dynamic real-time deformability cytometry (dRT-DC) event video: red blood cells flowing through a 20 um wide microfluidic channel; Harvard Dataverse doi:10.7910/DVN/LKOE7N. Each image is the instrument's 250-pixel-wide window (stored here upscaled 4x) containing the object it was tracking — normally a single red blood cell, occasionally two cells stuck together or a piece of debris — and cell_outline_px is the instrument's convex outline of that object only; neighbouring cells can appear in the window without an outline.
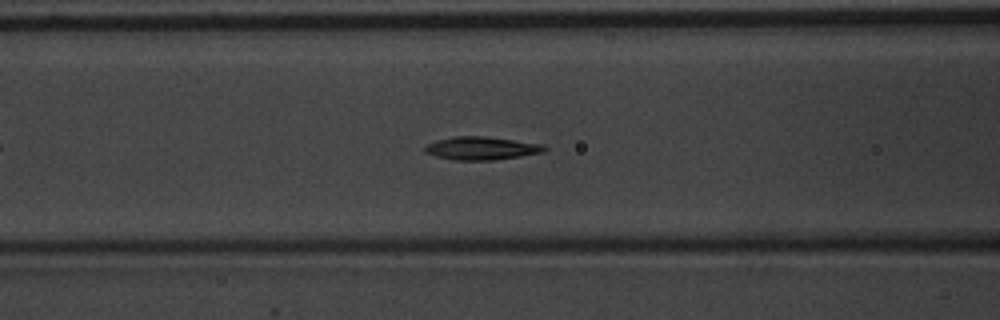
{"species": "common noctule bat (a hibernating species)", "species_latin": "Nyctalus noctula", "temperature_condition": "warm", "stored_images_in_passage": 47, "camera_frame_rate_fps": 3000, "um_per_image_px": 0.085, "animal": {"sex": "male", "body_mass_g": 20.1, "forearm_length_mm": 53.5}, "frame": {"image": 1, "passage_image": 15, "time_ms": 4.667, "image_size_px": [1000, 320], "cell_outline_px": [[548, 148], [544, 152], [496, 160], [456, 160], [436, 156], [424, 152], [424, 148], [428, 144], [436, 140], [456, 136], [484, 136], [544, 144]], "centroid_in_image_um": [40.95, 12.6], "position_along_channel_um": 125.7, "area_um2": 16.07}}
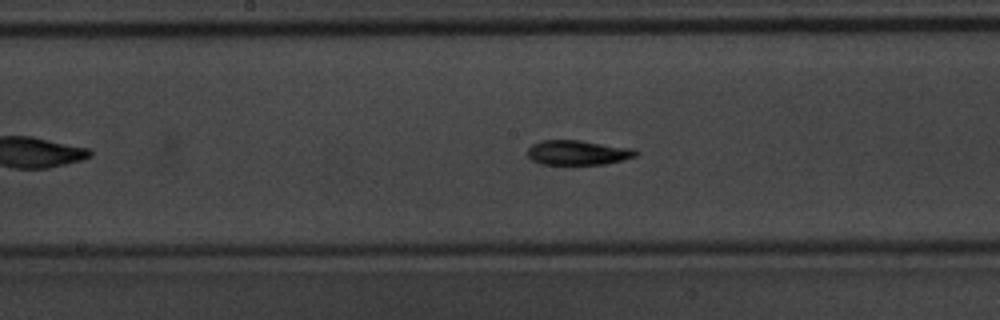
{"frame": {"image": 2, "passage_image": 21, "time_ms": 6.667, "image_size_px": [1000, 320], "cell_outline_px": [[640, 152], [636, 156], [624, 160], [604, 164], [540, 164], [532, 160], [528, 156], [528, 148], [532, 144], [540, 140], [580, 140], [636, 148]], "centroid_in_image_um": [49.16, 12.96], "position_along_channel_um": 199.0, "area_um2": 15.84}}
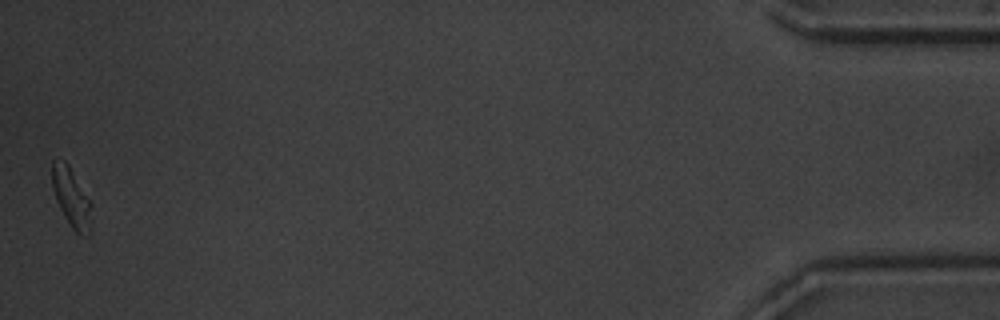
{"frame": {"image": 3, "passage_image": 47, "time_ms": 15.333, "image_size_px": [1000, 320], "cell_outline_px": [[92, 228], [88, 236], [80, 236], [72, 228], [64, 216], [56, 200], [52, 188], [52, 160], [64, 160], [68, 164], [92, 204]], "centroid_in_image_um": [6.1, 16.85], "position_along_channel_um": 429.1, "area_um2": 13.76}, "authors_computed_cell_mechanics": {"area_um2": 15.2014, "velocity_mm_per_s": 3.667, "shape_relaxation_time_tau1_ms": 3.3869, "shape_relaxation_time_tau2_ms": 2.8743, "deformation_change_tau1": 0.1469, "deformation_change_tau2": 0.0997}}